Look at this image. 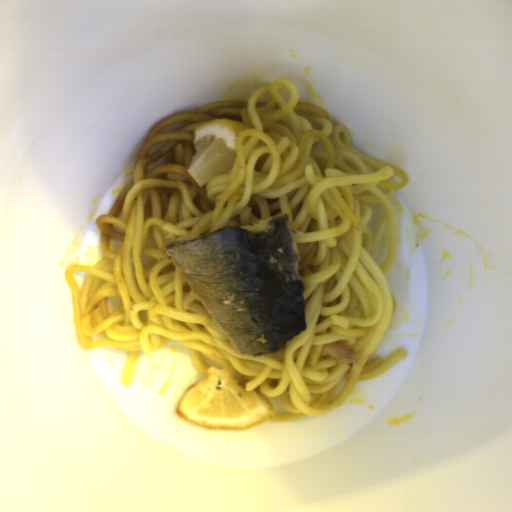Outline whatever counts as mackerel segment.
Segmentation results:
<instances>
[{
    "mask_svg": "<svg viewBox=\"0 0 512 512\" xmlns=\"http://www.w3.org/2000/svg\"><path fill=\"white\" fill-rule=\"evenodd\" d=\"M166 254L237 353L259 356L305 332V283L290 213L190 238Z\"/></svg>",
    "mask_w": 512,
    "mask_h": 512,
    "instance_id": "1",
    "label": "mackerel segment"
},
{
    "mask_svg": "<svg viewBox=\"0 0 512 512\" xmlns=\"http://www.w3.org/2000/svg\"><path fill=\"white\" fill-rule=\"evenodd\" d=\"M321 355H329L340 363H344L349 368H357L362 362V356L355 348L340 344L332 343L325 345L320 350Z\"/></svg>",
    "mask_w": 512,
    "mask_h": 512,
    "instance_id": "2",
    "label": "mackerel segment"
}]
</instances>
